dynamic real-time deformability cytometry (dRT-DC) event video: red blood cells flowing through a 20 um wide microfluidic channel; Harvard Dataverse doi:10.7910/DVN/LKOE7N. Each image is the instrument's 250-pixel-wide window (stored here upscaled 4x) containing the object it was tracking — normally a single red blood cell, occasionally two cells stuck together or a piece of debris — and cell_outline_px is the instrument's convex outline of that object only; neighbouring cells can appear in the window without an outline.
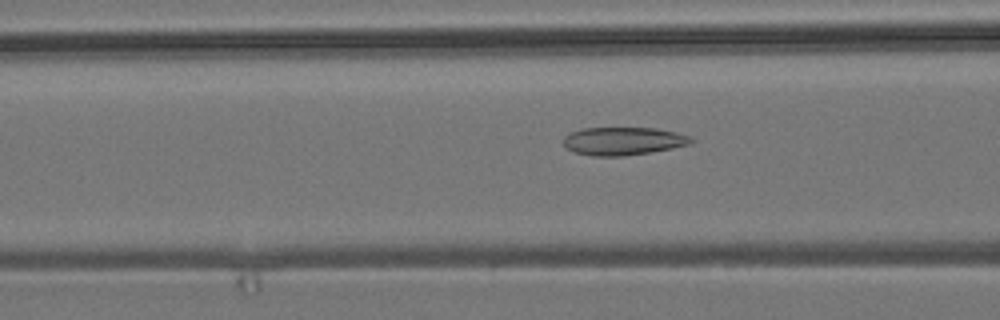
{"species": "common noctule bat (a hibernating species)", "species_latin": "Nyctalus noctula", "temperature_condition": "room temperature", "stored_images_in_passage": 51, "camera_frame_rate_fps": 3000, "um_per_image_px": 0.085, "animal": {"sex": "male", "body_mass_g": 19.2, "forearm_length_mm": 51.8}, "frame": {"image": 1, "passage_image": 18, "time_ms": 5.667, "image_size_px": [1000, 320], "cell_outline_px": [[696, 140], [688, 144], [672, 148], [624, 156], [592, 156], [572, 152], [564, 144], [564, 136], [568, 132], [584, 128], [656, 128], [676, 132], [688, 136]], "centroid_in_image_um": [52.93, 11.99], "position_along_channel_um": 113.7, "area_um2": 20.81}}
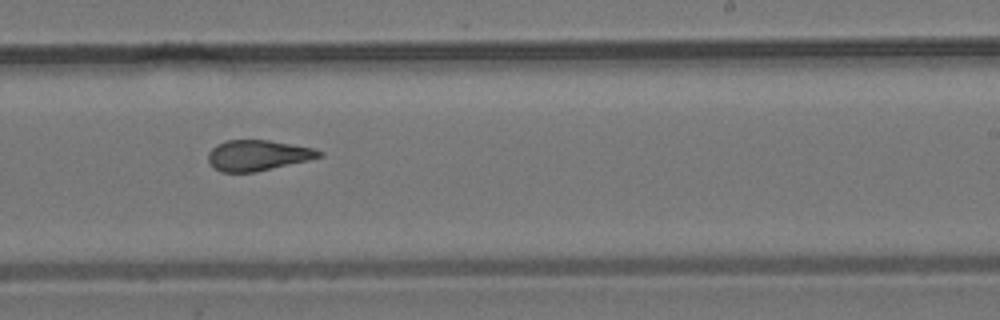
{"frame": {"image": 2, "passage_image": 30, "time_ms": 9.667, "image_size_px": [1000, 320], "cell_outline_px": [[324, 156], [308, 160], [256, 172], [220, 172], [208, 160], [208, 152], [216, 144], [228, 140], [268, 140], [312, 148], [324, 152]], "centroid_in_image_um": [21.91, 13.2], "position_along_channel_um": 267.1, "area_um2": 19.65}}
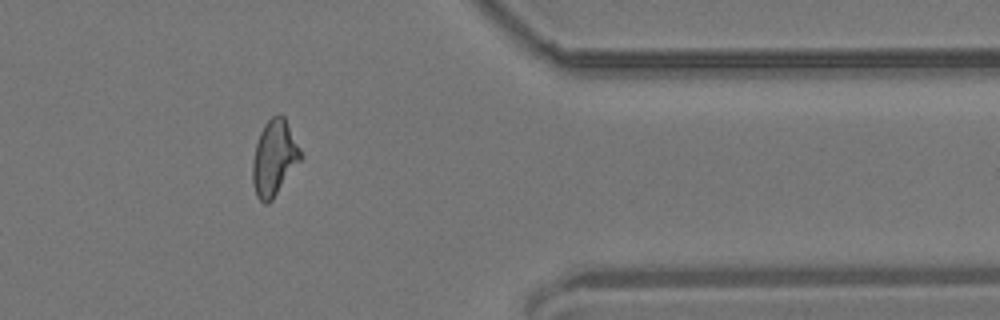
{"frame": {"image": 3, "passage_image": 41, "time_ms": 13.333, "image_size_px": [1000, 320], "cell_outline_px": [[304, 156], [272, 200], [268, 204], [264, 204], [256, 196], [252, 184], [252, 160], [256, 144], [260, 132], [264, 124], [272, 116], [284, 116]], "centroid_in_image_um": [23.3, 13.46], "position_along_channel_um": 388.1, "area_um2": 21.21}, "authors_computed_cell_mechanics": {"area_um2": 20.808, "velocity_mm_per_s": 3.8503, "shape_relaxation_time_tau1_ms": null, "shape_relaxation_time_tau2_ms": 1.6959, "deformation_change_tau1": null, "deformation_change_tau2": 0.1025}}